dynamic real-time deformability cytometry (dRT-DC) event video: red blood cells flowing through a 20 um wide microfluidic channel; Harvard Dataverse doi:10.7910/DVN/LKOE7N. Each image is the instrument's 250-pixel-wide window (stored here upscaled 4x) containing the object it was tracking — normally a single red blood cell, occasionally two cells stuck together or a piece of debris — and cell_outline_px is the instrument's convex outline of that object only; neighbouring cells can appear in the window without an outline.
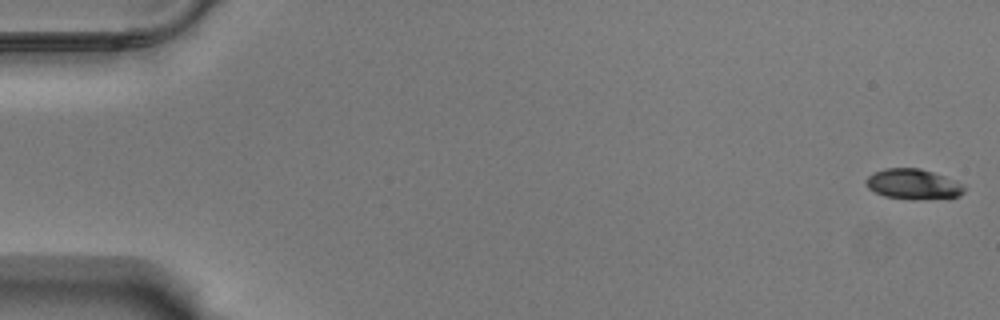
{"species": "Egyptian fruit bat (a non-hibernating species)", "species_latin": "Rousettus aegyptiacus", "temperature_condition": "warm", "stored_images_in_passage": 6, "camera_frame_rate_fps": 3000, "um_per_image_px": 0.085, "animal": {"sex": "male"}, "frame": {"image": 1, "passage_image": 1, "time_ms": 0.0, "image_size_px": [1000, 320], "cell_outline_px": [[964, 192], [960, 196], [916, 200], [884, 196], [868, 188], [864, 180], [872, 172], [884, 168], [920, 168], [944, 176], [960, 184], [964, 188]], "centroid_in_image_um": [77.56, 15.65], "position_along_channel_um": 7.4, "area_um2": 17.22}}
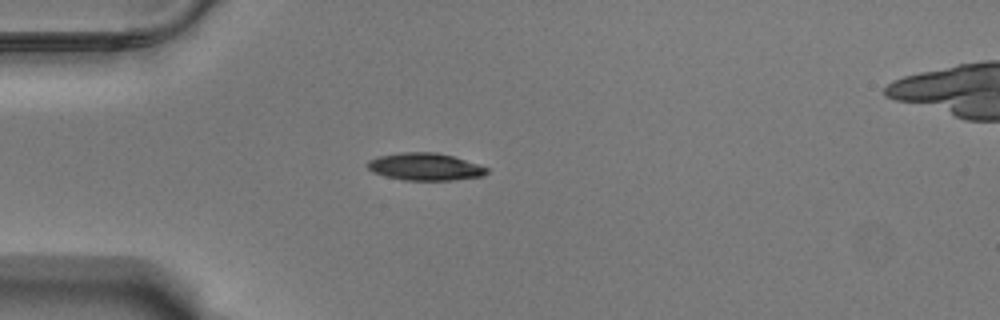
{"frame": {"image": 2, "passage_image": 5, "time_ms": 1.333, "image_size_px": [1000, 320], "cell_outline_px": [[488, 172], [484, 176], [452, 180], [404, 180], [372, 172], [368, 168], [368, 160], [380, 156], [400, 152], [436, 152], [452, 156], [488, 168]], "centroid_in_image_um": [36.13, 14.17], "position_along_channel_um": 48.9, "area_um2": 18.79}}